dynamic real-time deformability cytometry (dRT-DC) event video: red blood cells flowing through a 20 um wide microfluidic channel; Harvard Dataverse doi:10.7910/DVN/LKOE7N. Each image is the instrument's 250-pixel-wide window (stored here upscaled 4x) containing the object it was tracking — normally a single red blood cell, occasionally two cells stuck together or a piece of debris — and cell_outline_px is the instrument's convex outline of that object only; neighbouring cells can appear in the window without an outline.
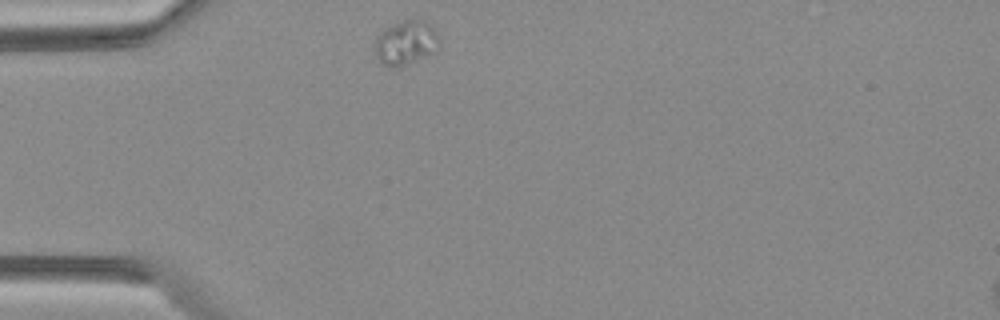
{"species": "Egyptian fruit bat (a non-hibernating species)", "species_latin": "Rousettus aegyptiacus", "temperature_condition": "warm", "stored_images_in_passage": 1, "camera_frame_rate_fps": 3000, "um_per_image_px": 0.085, "animal": {"sex": "female"}, "frame": {"image": 1, "passage_image": 1, "time_ms": 0.0, "image_size_px": [1000, 320], "cell_outline_px": [[440, 52], [432, 56], [396, 68], [388, 68], [376, 56], [376, 36], [380, 32], [392, 24], [404, 20], [428, 20], [432, 24], [440, 40]], "centroid_in_image_um": [34.59, 3.65], "position_along_channel_um": 50.4, "area_um2": 17.28}}